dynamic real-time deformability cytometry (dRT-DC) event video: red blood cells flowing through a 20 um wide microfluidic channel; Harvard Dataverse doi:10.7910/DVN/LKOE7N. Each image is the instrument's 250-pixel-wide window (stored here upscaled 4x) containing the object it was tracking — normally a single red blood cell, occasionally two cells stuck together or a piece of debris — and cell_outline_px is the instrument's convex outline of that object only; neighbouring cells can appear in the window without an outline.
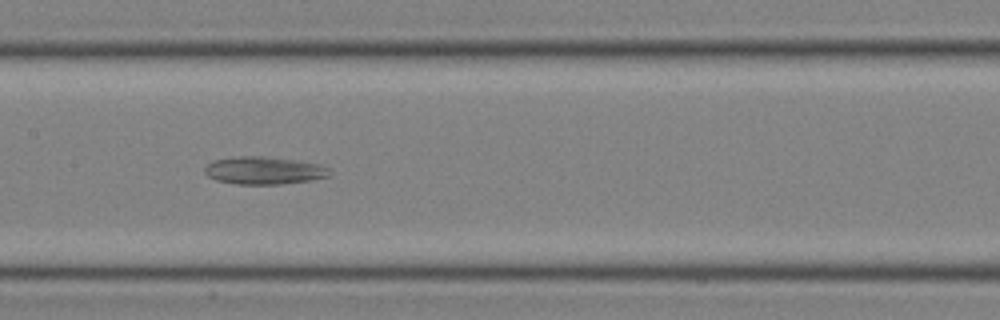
{"species": "common noctule bat (a hibernating species)", "species_latin": "Nyctalus noctula", "temperature_condition": "room temperature", "stored_images_in_passage": 18, "camera_frame_rate_fps": 3000, "um_per_image_px": 0.085, "animal": {"sex": "male", "body_mass_g": 19.0, "forearm_length_mm": 50.8}, "frame": {"image": 1, "passage_image": 11, "time_ms": 3.333, "image_size_px": [1000, 320], "cell_outline_px": [[320, 176], [304, 180], [272, 184], [248, 184], [220, 180], [212, 176], [208, 172], [212, 164], [220, 160], [280, 160], [308, 164]], "centroid_in_image_um": [22.22, 14.58], "position_along_channel_um": 185.2, "area_um2": 15.61}}
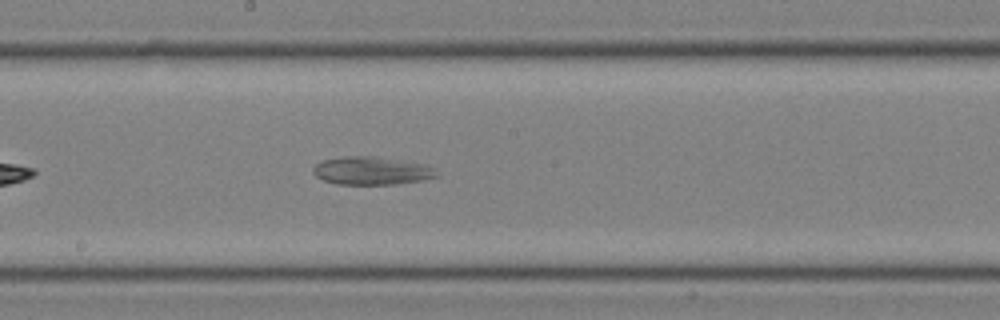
{"frame": {"image": 2, "passage_image": 13, "time_ms": 4.0, "image_size_px": [1000, 320], "cell_outline_px": [[428, 176], [412, 180], [384, 184], [344, 184], [324, 180], [316, 172], [316, 168], [320, 164], [328, 160], [368, 160], [412, 168]], "centroid_in_image_um": [31.07, 14.65], "position_along_channel_um": 217.1, "area_um2": 14.62}}
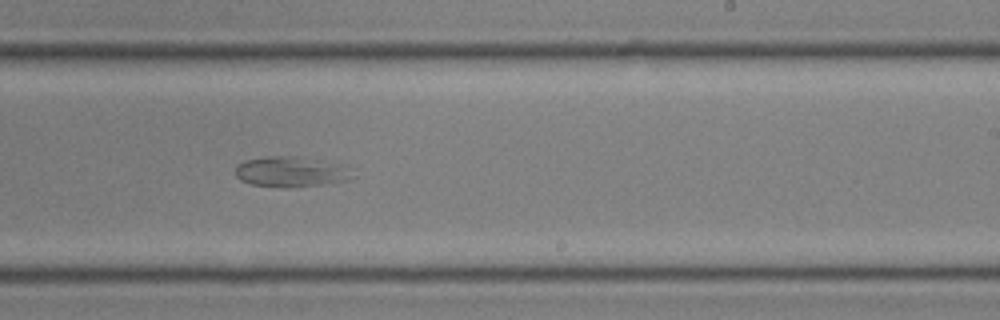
{"frame": {"image": 3, "passage_image": 16, "time_ms": 5.0, "image_size_px": [1000, 320], "cell_outline_px": [[316, 168], [304, 184], [256, 184], [244, 180], [236, 172], [236, 168], [240, 164], [252, 160], [280, 160]], "centroid_in_image_um": [23.31, 14.64], "position_along_channel_um": 265.7, "area_um2": 11.16}}